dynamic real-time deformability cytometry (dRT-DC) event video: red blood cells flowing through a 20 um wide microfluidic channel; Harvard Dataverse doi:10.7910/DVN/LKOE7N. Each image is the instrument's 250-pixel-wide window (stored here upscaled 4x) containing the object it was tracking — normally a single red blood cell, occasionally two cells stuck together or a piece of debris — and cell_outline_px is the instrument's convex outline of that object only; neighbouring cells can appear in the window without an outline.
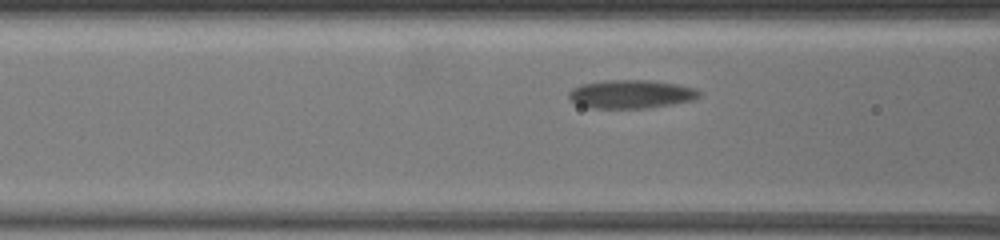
{"species": "common noctule bat (a hibernating species)", "species_latin": "Nyctalus noctula", "temperature_condition": "warm", "stored_images_in_passage": 11, "camera_frame_rate_fps": 3000, "um_per_image_px": 0.085, "animal": {"sex": "female", "body_mass_g": 19.5, "forearm_length_mm": 54.1}, "frame": {"image": 1, "passage_image": 7, "time_ms": 2.333, "image_size_px": [1000, 240], "cell_outline_px": [[700, 96], [696, 100], [648, 108], [592, 108], [580, 104], [572, 100], [568, 96], [568, 92], [572, 88], [584, 84], [604, 80], [648, 80], [676, 84], [696, 88], [700, 92]], "centroid_in_image_um": [53.68, 8.0], "position_along_channel_um": 112.9, "area_um2": 21.56}}
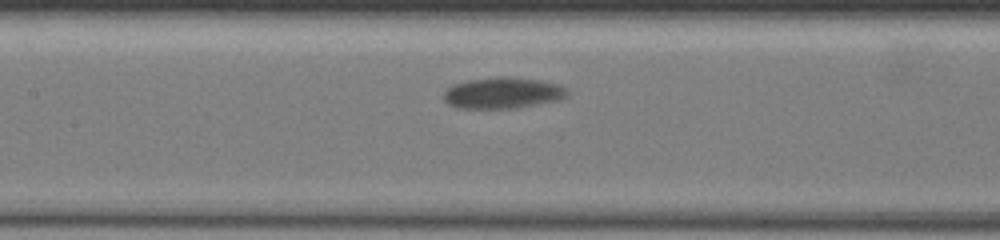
{"frame": {"image": 2, "passage_image": 10, "time_ms": 3.667, "image_size_px": [1000, 240], "cell_outline_px": [[568, 96], [556, 100], [516, 108], [456, 108], [448, 104], [444, 100], [444, 92], [448, 88], [456, 84], [468, 80], [496, 76], [508, 76], [540, 80], [560, 84], [568, 88]], "centroid_in_image_um": [42.76, 7.89], "position_along_channel_um": 164.6, "area_um2": 22.54}}